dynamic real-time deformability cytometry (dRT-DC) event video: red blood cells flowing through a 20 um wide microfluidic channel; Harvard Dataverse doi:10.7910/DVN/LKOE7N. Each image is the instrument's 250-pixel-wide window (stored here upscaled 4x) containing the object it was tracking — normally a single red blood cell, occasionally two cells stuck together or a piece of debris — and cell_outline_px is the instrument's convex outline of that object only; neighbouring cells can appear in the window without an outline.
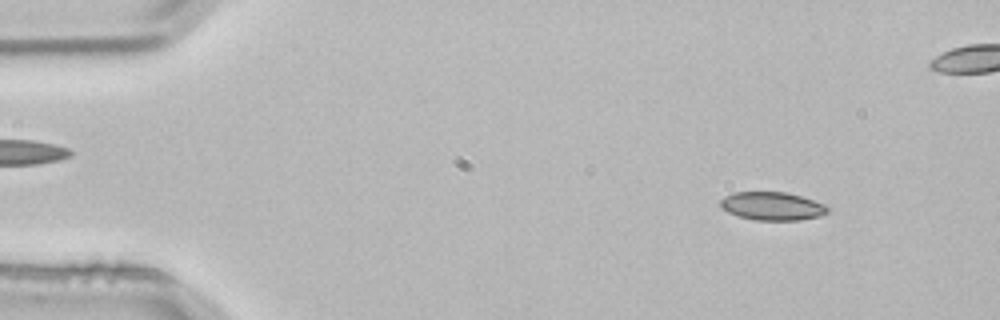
{"species": "common noctule bat (a hibernating species)", "species_latin": "Nyctalus noctula", "temperature_condition": "room temperature", "stored_images_in_passage": 53, "segment_of_instrument_passage": [1, 2], "camera_frame_rate_fps": 3000, "um_per_image_px": 0.085, "animal": {"sex": "male", "body_mass_g": 21.5, "forearm_length_mm": 52.0}, "frame": {"image": 1, "passage_image": 5, "time_ms": 1.333, "image_size_px": [1000, 320], "cell_outline_px": [[832, 208], [828, 212], [820, 216], [800, 220], [756, 220], [736, 216], [720, 208], [720, 200], [724, 196], [732, 192], [788, 192], [824, 204]], "centroid_in_image_um": [65.62, 17.52], "position_along_channel_um": 19.4, "area_um2": 17.86}}
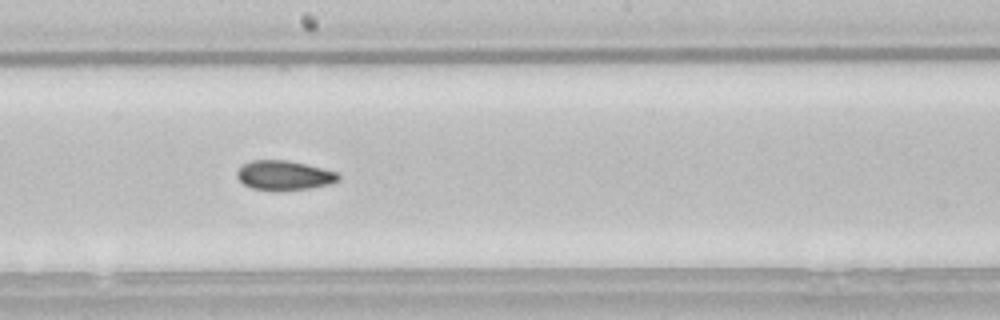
{"frame": {"image": 2, "passage_image": 28, "time_ms": 9.0, "image_size_px": [1000, 320], "cell_outline_px": [[340, 180], [328, 184], [308, 188], [252, 188], [244, 184], [236, 176], [236, 172], [244, 164], [252, 160], [288, 160], [336, 172], [340, 176]], "centroid_in_image_um": [24.14, 14.86], "position_along_channel_um": 224.1, "area_um2": 16.59}}
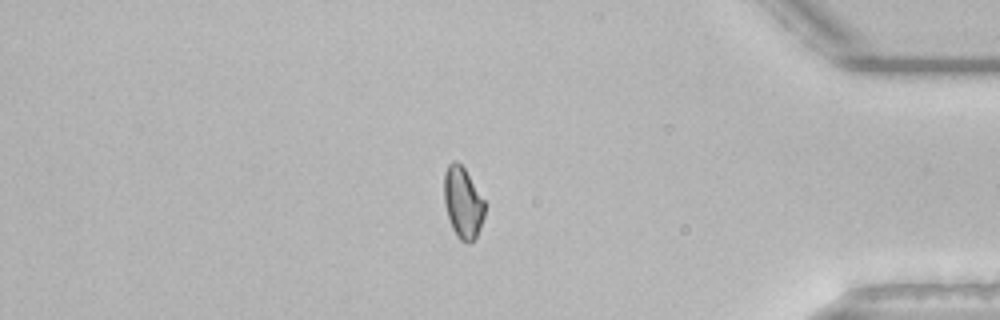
{"frame": {"image": 3, "passage_image": 44, "time_ms": 14.333, "image_size_px": [1000, 320], "cell_outline_px": [[484, 216], [480, 228], [476, 236], [468, 244], [460, 240], [456, 236], [452, 228], [444, 204], [444, 172], [448, 164], [452, 160], [456, 160], [464, 168], [484, 200]], "centroid_in_image_um": [39.32, 17.22], "position_along_channel_um": 395.9, "area_um2": 16.82}}